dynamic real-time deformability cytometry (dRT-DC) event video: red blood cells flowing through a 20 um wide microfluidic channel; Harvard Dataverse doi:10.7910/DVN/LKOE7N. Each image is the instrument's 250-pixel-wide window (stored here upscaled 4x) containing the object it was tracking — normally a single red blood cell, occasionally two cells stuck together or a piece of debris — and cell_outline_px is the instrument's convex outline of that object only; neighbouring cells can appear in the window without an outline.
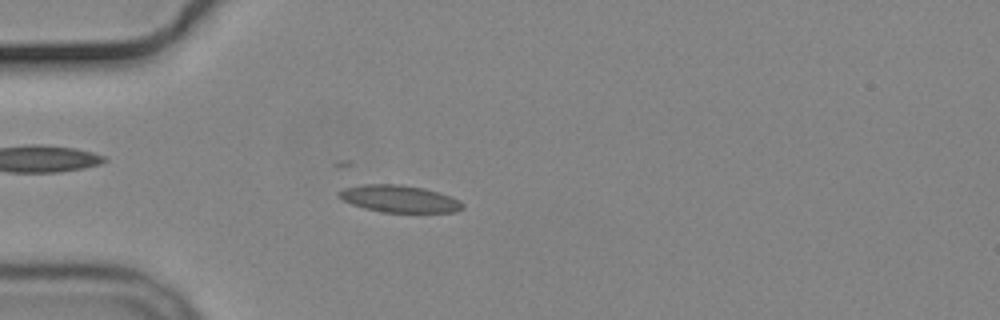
{"species": "common noctule bat (a hibernating species)", "species_latin": "Nyctalus noctula", "temperature_condition": "cold", "stored_images_in_passage": 56, "camera_frame_rate_fps": 3000, "um_per_image_px": 0.085, "animal": {"sex": "male", "body_mass_g": 19.2, "forearm_length_mm": 51.8}, "frame": {"image": 1, "passage_image": 16, "time_ms": 5.0, "image_size_px": [1000, 320], "cell_outline_px": [[464, 208], [456, 212], [384, 212], [364, 208], [352, 204], [344, 200], [340, 196], [340, 192], [344, 188], [364, 184], [400, 184], [424, 188], [460, 200], [464, 204]], "centroid_in_image_um": [33.98, 16.9], "position_along_channel_um": 51.0, "area_um2": 19.25}}
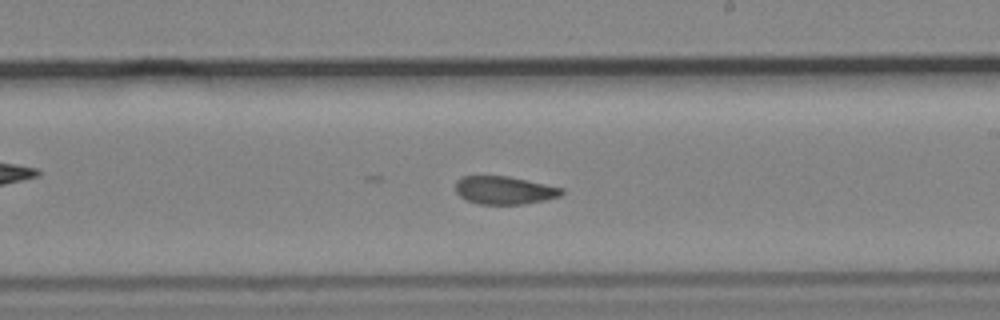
{"frame": {"image": 2, "passage_image": 33, "time_ms": 10.667, "image_size_px": [1000, 320], "cell_outline_px": [[564, 192], [560, 196], [544, 200], [524, 204], [480, 204], [468, 200], [460, 196], [456, 192], [456, 180], [460, 176], [508, 176], [564, 188]], "centroid_in_image_um": [42.87, 16.16], "position_along_channel_um": 246.1, "area_um2": 17.28}}
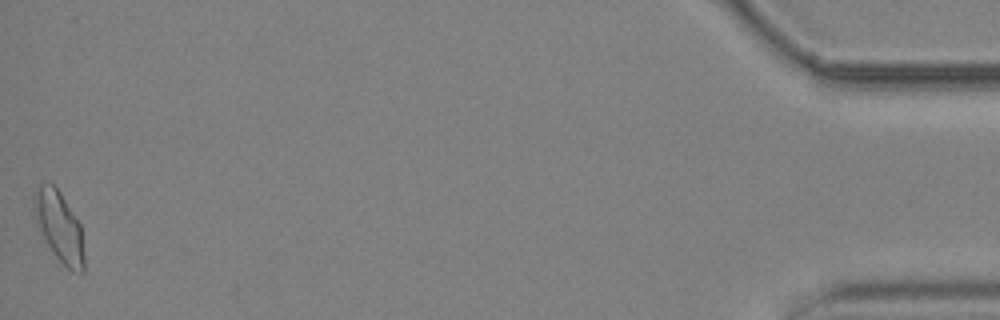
{"frame": {"image": 3, "passage_image": 56, "time_ms": 18.333, "image_size_px": [1000, 320], "cell_outline_px": [[84, 272], [72, 272], [56, 256], [48, 244], [36, 220], [32, 208], [32, 196], [36, 188], [44, 180], [52, 184], [60, 192], [80, 224], [84, 256]], "centroid_in_image_um": [5.01, 19.21], "position_along_channel_um": 430.2, "area_um2": 20.29}, "authors_computed_cell_mechanics": {"area_um2": 18.4671, "velocity_mm_per_s": 3.6658, "shape_relaxation_time_tau1_ms": null, "shape_relaxation_time_tau2_ms": 2.3207, "deformation_change_tau1": null, "deformation_change_tau2": 0.0749}}